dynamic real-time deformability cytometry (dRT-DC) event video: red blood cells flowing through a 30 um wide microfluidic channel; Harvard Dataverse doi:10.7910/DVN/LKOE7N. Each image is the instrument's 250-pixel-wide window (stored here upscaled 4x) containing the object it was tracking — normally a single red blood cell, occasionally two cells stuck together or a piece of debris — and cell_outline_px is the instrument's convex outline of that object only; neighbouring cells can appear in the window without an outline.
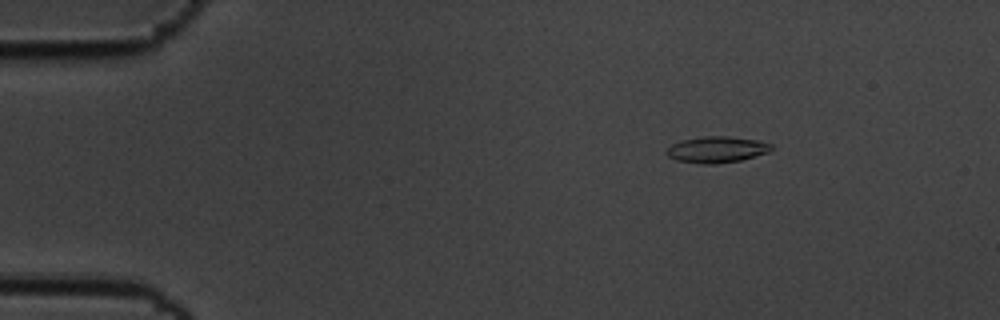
{"species": "common noctule bat (a hibernating species)", "species_latin": "Nyctalus noctula", "temperature_condition": "cold", "stored_images_in_passage": 51, "camera_frame_rate_fps": 3000, "um_per_image_px": 0.085, "animal": {"sex": "male", "body_mass_g": 19.5, "forearm_length_mm": 54.6}, "frame": {"image": 1, "passage_image": 2, "time_ms": 0.333, "image_size_px": [1000, 320], "cell_outline_px": [[772, 148], [768, 152], [740, 160], [712, 164], [704, 164], [676, 160], [668, 156], [664, 152], [672, 144], [684, 140], [704, 136], [728, 136], [756, 140], [772, 144]], "centroid_in_image_um": [60.9, 12.71], "position_along_channel_um": 24.1, "area_um2": 15.78}}
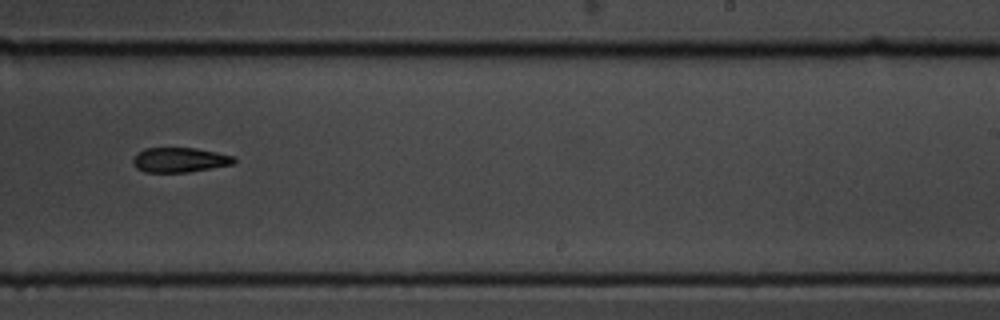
{"frame": {"image": 2, "passage_image": 30, "time_ms": 9.667, "image_size_px": [1000, 320], "cell_outline_px": [[236, 160], [232, 164], [212, 168], [188, 172], [144, 172], [136, 168], [132, 164], [132, 160], [136, 152], [144, 148], [196, 148], [236, 156]], "centroid_in_image_um": [15.24, 13.59], "position_along_channel_um": 273.8, "area_um2": 14.74}}
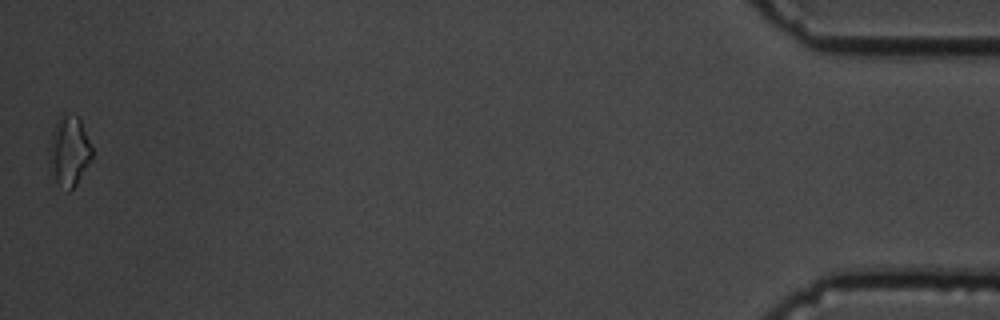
{"frame": {"image": 3, "passage_image": 51, "time_ms": 16.667, "image_size_px": [1000, 320], "cell_outline_px": [[92, 160], [76, 184], [68, 192], [56, 180], [48, 152], [48, 148], [52, 132], [60, 116], [64, 112], [76, 116], [80, 120], [92, 148]], "centroid_in_image_um": [5.89, 12.81], "position_along_channel_um": 429.3, "area_um2": 17.05}, "authors_computed_cell_mechanics": {"area_um2": 15.4904, "velocity_mm_per_s": 3.4825, "shape_relaxation_time_tau1_ms": 7.6307, "shape_relaxation_time_tau2_ms": 6.0971, "deformation_change_tau1": 0.1476, "deformation_change_tau2": 0.1409}}